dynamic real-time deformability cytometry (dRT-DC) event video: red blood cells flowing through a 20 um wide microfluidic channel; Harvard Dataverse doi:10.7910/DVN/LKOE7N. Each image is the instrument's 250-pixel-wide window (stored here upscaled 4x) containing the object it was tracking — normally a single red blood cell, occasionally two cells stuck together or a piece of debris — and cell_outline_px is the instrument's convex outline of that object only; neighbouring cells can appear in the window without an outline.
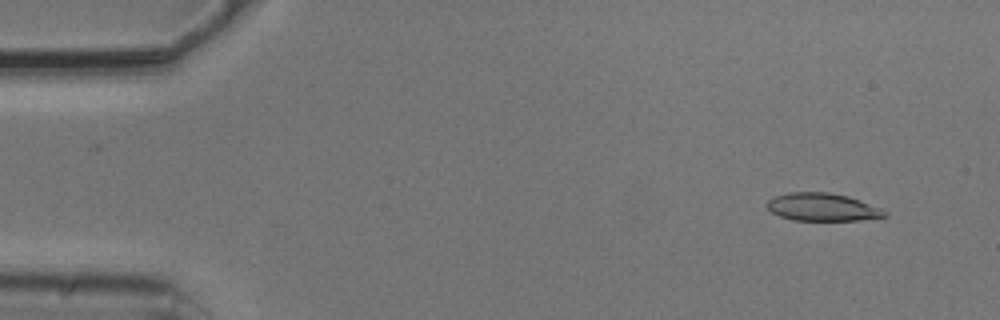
{"species": "common noctule bat (a hibernating species)", "species_latin": "Nyctalus noctula", "temperature_condition": "cold", "stored_images_in_passage": 5, "camera_frame_rate_fps": 3000, "um_per_image_px": 0.085, "animal": {"sex": "male", "body_mass_g": 20.5, "forearm_length_mm": 52.5}, "frame": {"image": 1, "passage_image": 1, "time_ms": 0.0, "image_size_px": [1000, 320], "cell_outline_px": [[888, 216], [860, 220], [792, 220], [780, 216], [772, 212], [764, 204], [772, 196], [788, 192], [828, 192], [848, 196], [860, 200], [880, 208], [888, 212]], "centroid_in_image_um": [69.87, 17.59], "position_along_channel_um": 15.1, "area_um2": 19.19}}
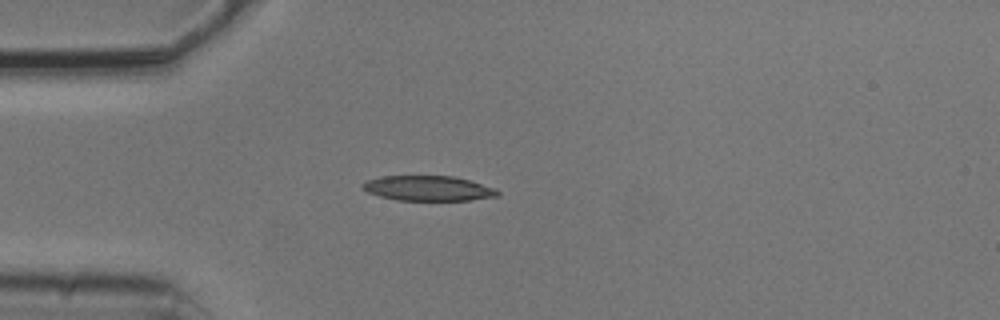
{"frame": {"image": 2, "passage_image": 3, "time_ms": 0.667, "image_size_px": [1000, 320], "cell_outline_px": [[500, 196], [472, 200], [396, 200], [380, 196], [368, 192], [360, 188], [360, 184], [364, 180], [380, 176], [452, 176], [468, 180], [496, 188], [500, 192]], "centroid_in_image_um": [36.36, 16.0], "position_along_channel_um": 48.6, "area_um2": 19.88}}
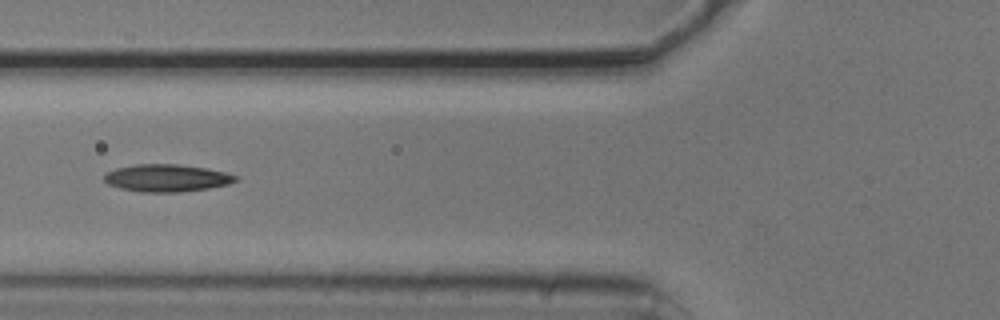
{"frame": {"image": 3, "passage_image": 5, "time_ms": 1.333, "image_size_px": [1000, 320], "cell_outline_px": [[236, 180], [228, 184], [208, 188], [180, 192], [140, 192], [120, 188], [108, 184], [104, 180], [104, 176], [108, 172], [116, 168], [136, 164], [176, 164], [208, 168], [228, 172], [236, 176]], "centroid_in_image_um": [14.17, 15.13], "position_along_channel_um": 111.6, "area_um2": 20.92}}